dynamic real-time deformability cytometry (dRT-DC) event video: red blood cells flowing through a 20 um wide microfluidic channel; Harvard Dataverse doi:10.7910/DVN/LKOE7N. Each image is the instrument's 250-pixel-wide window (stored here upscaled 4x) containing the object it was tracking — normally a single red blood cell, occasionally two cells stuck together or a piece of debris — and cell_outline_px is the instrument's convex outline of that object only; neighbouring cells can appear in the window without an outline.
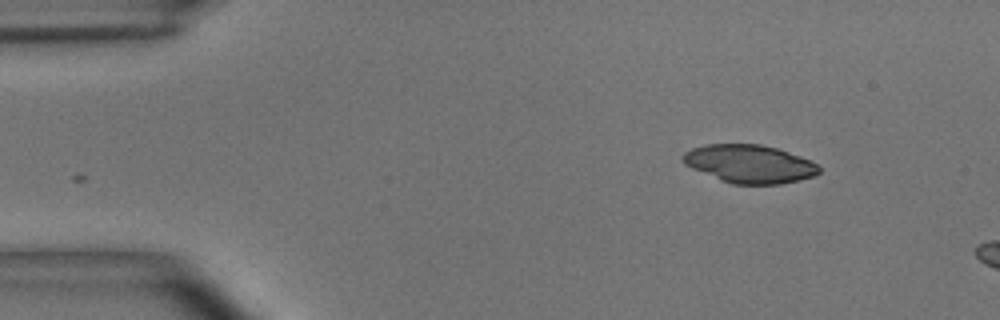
{"species": "common noctule bat (a hibernating species)", "species_latin": "Nyctalus noctula", "temperature_condition": "room temperature", "stored_images_in_passage": 6, "camera_frame_rate_fps": 3000, "um_per_image_px": 0.085, "animal": {"sex": "male", "body_mass_g": 15.6}, "frame": {"image": 1, "passage_image": 1, "time_ms": 0.0, "image_size_px": [1000, 320], "cell_outline_px": [[820, 172], [812, 176], [780, 184], [732, 184], [720, 180], [692, 168], [684, 164], [680, 156], [684, 152], [692, 148], [704, 144], [760, 144], [776, 148], [800, 156], [816, 164], [820, 168]], "centroid_in_image_um": [63.65, 13.92], "position_along_channel_um": 21.4, "area_um2": 30.11}}